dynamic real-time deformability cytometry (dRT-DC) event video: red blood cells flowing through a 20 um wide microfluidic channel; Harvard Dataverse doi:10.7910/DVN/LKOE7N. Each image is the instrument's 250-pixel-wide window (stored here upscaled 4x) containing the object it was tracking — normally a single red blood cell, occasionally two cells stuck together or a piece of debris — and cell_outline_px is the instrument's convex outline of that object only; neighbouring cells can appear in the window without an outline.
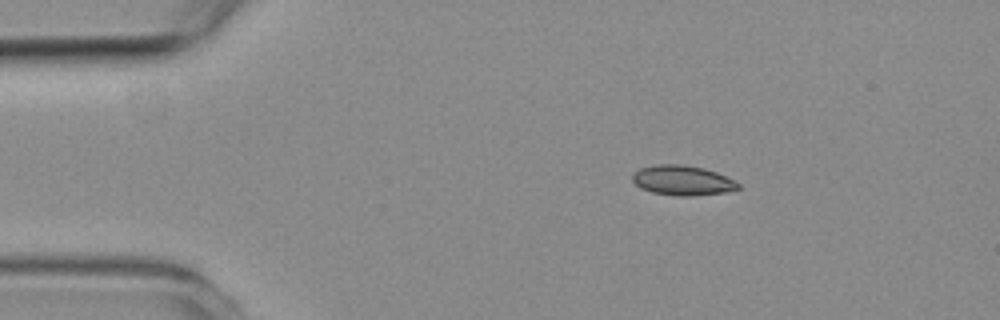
{"species": "common noctule bat (a hibernating species)", "species_latin": "Nyctalus noctula", "temperature_condition": "room temperature", "stored_images_in_passage": 3, "camera_frame_rate_fps": 3000, "um_per_image_px": 0.085, "animal": {"sex": "female", "body_mass_g": 19.3, "forearm_length_mm": 54.1}, "frame": {"image": 1, "passage_image": 2, "time_ms": 1.333, "image_size_px": [1000, 320], "cell_outline_px": [[740, 188], [724, 192], [692, 196], [676, 196], [652, 192], [640, 188], [632, 180], [632, 176], [640, 168], [656, 164], [680, 164], [704, 168], [716, 172], [740, 184]], "centroid_in_image_um": [57.99, 15.33], "position_along_channel_um": 27.0, "area_um2": 18.26}}
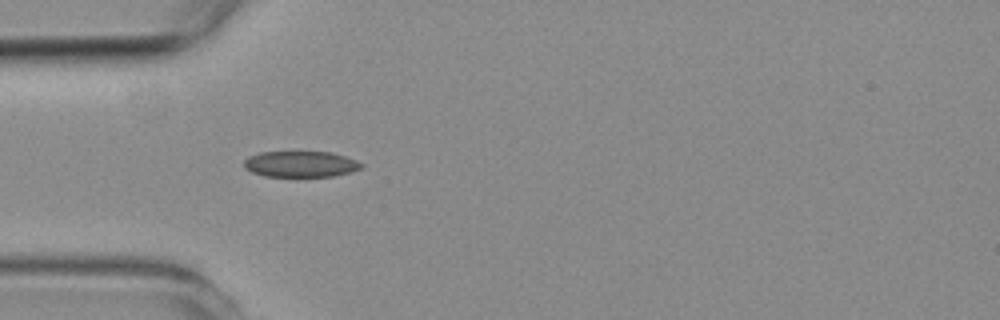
{"frame": {"image": 2, "passage_image": 3, "time_ms": 3.667, "image_size_px": [1000, 320], "cell_outline_px": [[364, 168], [332, 176], [264, 176], [252, 172], [244, 168], [244, 160], [248, 156], [260, 152], [328, 152], [344, 156], [356, 160], [364, 164]], "centroid_in_image_um": [25.54, 13.94], "position_along_channel_um": 59.5, "area_um2": 17.69}}